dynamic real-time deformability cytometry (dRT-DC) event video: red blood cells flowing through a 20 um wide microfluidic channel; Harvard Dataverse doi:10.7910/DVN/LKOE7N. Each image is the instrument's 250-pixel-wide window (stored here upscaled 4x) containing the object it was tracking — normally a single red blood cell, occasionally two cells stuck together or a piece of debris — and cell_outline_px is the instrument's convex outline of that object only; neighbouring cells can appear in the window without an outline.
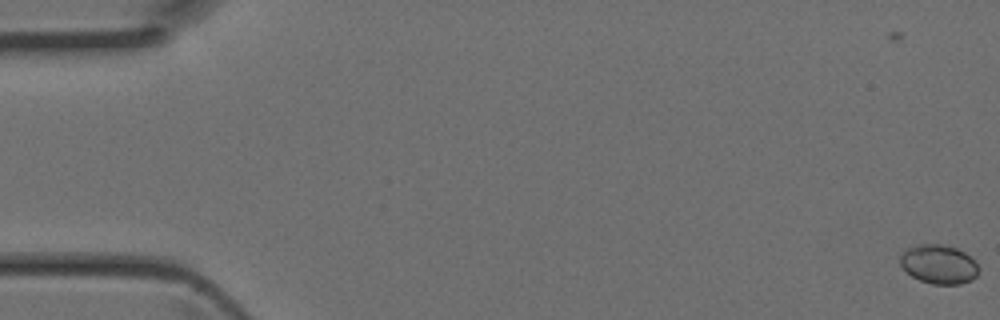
{"species": "Egyptian fruit bat (a non-hibernating species)", "species_latin": "Rousettus aegyptiacus", "temperature_condition": "room temperature", "stored_images_in_passage": 15, "camera_frame_rate_fps": 3000, "um_per_image_px": 0.085, "animal": {"sex": "female"}, "frame": {"image": 1, "passage_image": 1, "time_ms": 0.0, "image_size_px": [1000, 320], "cell_outline_px": [[980, 268], [976, 276], [972, 280], [960, 284], [932, 284], [920, 280], [912, 276], [900, 264], [900, 256], [908, 248], [916, 244], [940, 244], [956, 248], [964, 252], [976, 260]], "centroid_in_image_um": [79.84, 22.46], "position_along_channel_um": 5.2, "area_um2": 17.92}}
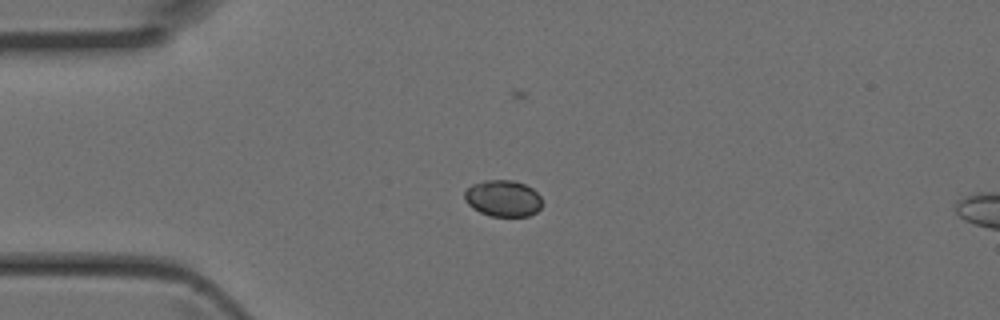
{"frame": {"image": 2, "passage_image": 12, "time_ms": 3.667, "image_size_px": [1000, 320], "cell_outline_px": [[544, 204], [536, 212], [528, 216], [492, 216], [480, 212], [472, 208], [464, 200], [464, 192], [472, 184], [484, 180], [512, 180], [524, 184], [532, 188], [540, 196]], "centroid_in_image_um": [42.76, 16.86], "position_along_channel_um": 42.2, "area_um2": 16.59}}